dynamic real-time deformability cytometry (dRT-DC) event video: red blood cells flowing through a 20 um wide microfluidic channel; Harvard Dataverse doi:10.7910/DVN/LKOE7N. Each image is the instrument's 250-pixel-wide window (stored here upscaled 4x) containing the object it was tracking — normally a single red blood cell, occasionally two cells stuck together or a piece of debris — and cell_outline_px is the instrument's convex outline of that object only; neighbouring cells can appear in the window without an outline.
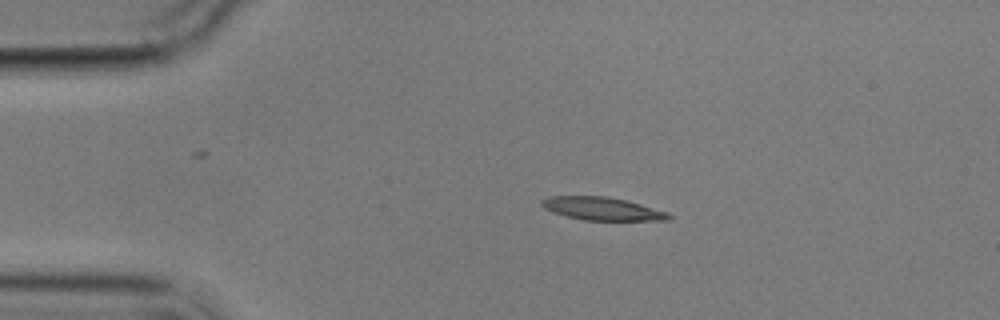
{"species": "common noctule bat (a hibernating species)", "species_latin": "Nyctalus noctula", "temperature_condition": "cold", "stored_images_in_passage": 5, "camera_frame_rate_fps": 3000, "um_per_image_px": 0.085, "animal": {"sex": "male", "body_mass_g": 17.9}, "frame": {"image": 1, "passage_image": 1, "time_ms": 0.0, "image_size_px": [1000, 320], "cell_outline_px": [[672, 216], [668, 220], [584, 220], [568, 216], [544, 208], [540, 204], [540, 200], [552, 196], [608, 196], [640, 204], [668, 212]], "centroid_in_image_um": [51.19, 17.73], "position_along_channel_um": 33.8, "area_um2": 16.76}}
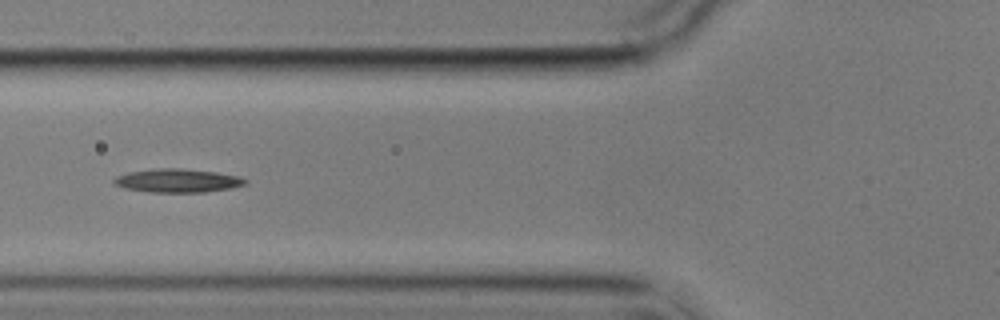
{"frame": {"image": 2, "passage_image": 3, "time_ms": 3.333, "image_size_px": [1000, 320], "cell_outline_px": [[248, 184], [228, 188], [204, 192], [148, 192], [124, 188], [112, 184], [112, 180], [116, 176], [128, 172], [152, 168], [180, 168], [216, 172], [236, 176], [248, 180]], "centroid_in_image_um": [15.03, 15.35], "position_along_channel_um": 110.8, "area_um2": 18.09}}
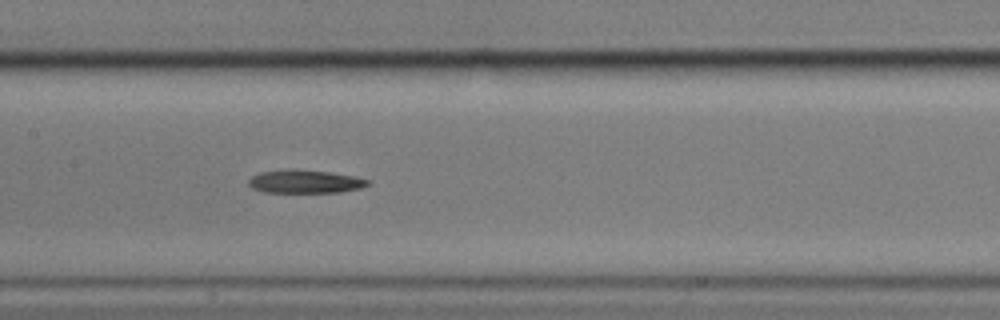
{"frame": {"image": 3, "passage_image": 5, "time_ms": 5.333, "image_size_px": [1000, 320], "cell_outline_px": [[372, 184], [360, 188], [340, 192], [264, 192], [252, 188], [248, 184], [248, 180], [252, 176], [260, 172], [328, 172], [356, 176], [372, 180]], "centroid_in_image_um": [26.03, 15.48], "position_along_channel_um": 181.4, "area_um2": 15.37}}